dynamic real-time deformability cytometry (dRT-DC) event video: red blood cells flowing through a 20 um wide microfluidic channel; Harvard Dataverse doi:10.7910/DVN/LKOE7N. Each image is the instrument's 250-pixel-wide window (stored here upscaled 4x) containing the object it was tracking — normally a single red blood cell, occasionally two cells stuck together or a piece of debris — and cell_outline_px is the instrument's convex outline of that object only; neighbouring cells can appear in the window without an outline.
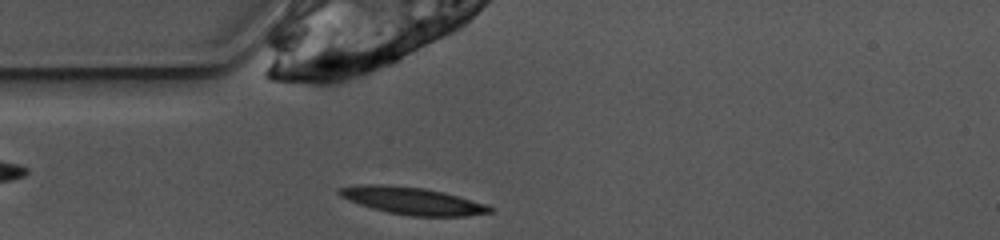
{"species": "common noctule bat (a hibernating species)", "species_latin": "Nyctalus noctula", "temperature_condition": "warm", "stored_images_in_passage": 40, "camera_frame_rate_fps": 3000, "um_per_image_px": 0.085, "animal": {"sex": "female", "body_mass_g": 10.0, "forearm_length_mm": 53.1}, "frame": {"image": 1, "passage_image": 4, "time_ms": 1.0, "image_size_px": [1000, 240], "cell_outline_px": [[492, 212], [464, 216], [412, 216], [388, 212], [372, 208], [348, 200], [340, 196], [336, 192], [336, 188], [360, 184], [384, 184], [424, 188], [444, 192], [488, 204], [492, 208]], "centroid_in_image_um": [35.02, 17.05], "position_along_channel_um": 50.0, "area_um2": 23.99}}
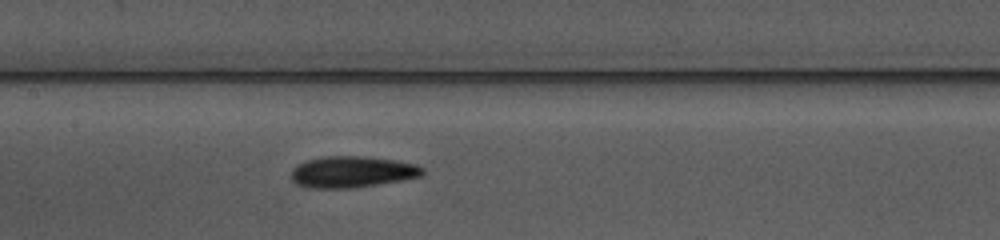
{"frame": {"image": 2, "passage_image": 14, "time_ms": 4.333, "image_size_px": [1000, 240], "cell_outline_px": [[424, 172], [420, 176], [400, 180], [352, 188], [308, 188], [296, 184], [292, 180], [292, 168], [296, 164], [304, 160], [324, 156], [364, 156], [396, 160], [416, 164], [424, 168]], "centroid_in_image_um": [29.88, 14.6], "position_along_channel_um": 177.5, "area_um2": 24.1}}
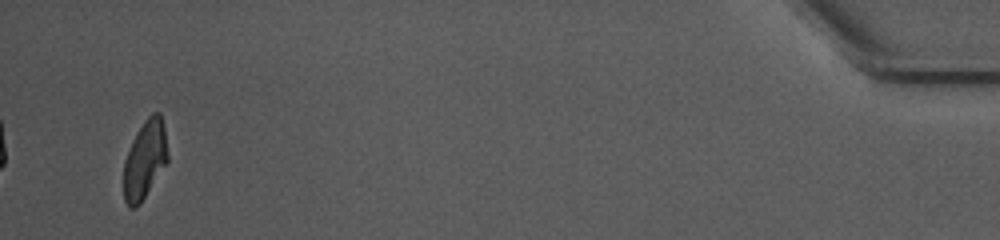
{"frame": {"image": 3, "passage_image": 40, "time_ms": 13.0, "image_size_px": [1000, 240], "cell_outline_px": [[168, 160], [140, 204], [136, 208], [128, 208], [124, 200], [124, 160], [136, 132], [144, 120], [152, 112], [160, 112], [164, 128], [168, 152]], "centroid_in_image_um": [12.3, 13.57], "position_along_channel_um": 422.9, "area_um2": 20.06}, "authors_computed_cell_mechanics": {"area_um2": 22.8599, "velocity_mm_per_s": 3.8975, "shape_relaxation_time_tau1_ms": 3.2353, "shape_relaxation_time_tau2_ms": 6.2368, "deformation_change_tau1": 0.1685, "deformation_change_tau2": 0.1628}}